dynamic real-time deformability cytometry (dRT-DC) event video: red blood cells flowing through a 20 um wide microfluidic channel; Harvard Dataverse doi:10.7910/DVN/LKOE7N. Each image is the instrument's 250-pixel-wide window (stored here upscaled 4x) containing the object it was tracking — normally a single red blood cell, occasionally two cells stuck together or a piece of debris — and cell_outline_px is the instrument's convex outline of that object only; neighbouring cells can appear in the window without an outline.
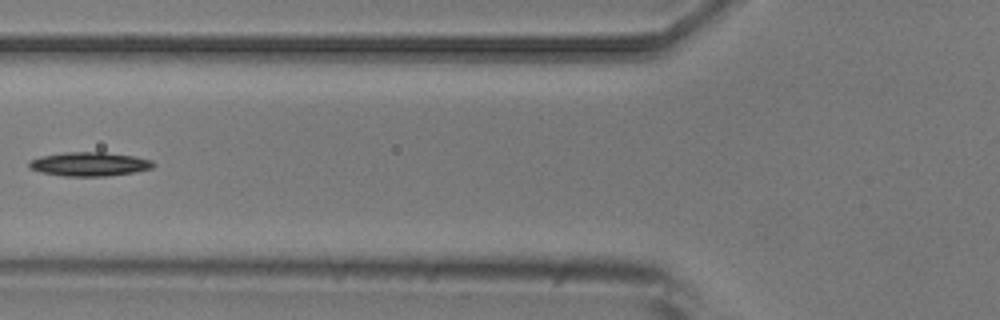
{"species": "common noctule bat (a hibernating species)", "species_latin": "Nyctalus noctula", "temperature_condition": "room temperature", "stored_images_in_passage": 6, "camera_frame_rate_fps": 3000, "um_per_image_px": 0.085, "animal": {"sex": "male", "body_mass_g": 20.5, "forearm_length_mm": 52.5}, "frame": {"image": 1, "passage_image": 6, "time_ms": 6.0, "image_size_px": [1000, 320], "cell_outline_px": [[156, 164], [152, 168], [136, 172], [104, 176], [64, 176], [40, 172], [28, 168], [28, 160], [40, 156], [64, 152], [104, 152], [136, 156], [152, 160]], "centroid_in_image_um": [7.59, 13.94], "position_along_channel_um": 118.2, "area_um2": 17.57}}